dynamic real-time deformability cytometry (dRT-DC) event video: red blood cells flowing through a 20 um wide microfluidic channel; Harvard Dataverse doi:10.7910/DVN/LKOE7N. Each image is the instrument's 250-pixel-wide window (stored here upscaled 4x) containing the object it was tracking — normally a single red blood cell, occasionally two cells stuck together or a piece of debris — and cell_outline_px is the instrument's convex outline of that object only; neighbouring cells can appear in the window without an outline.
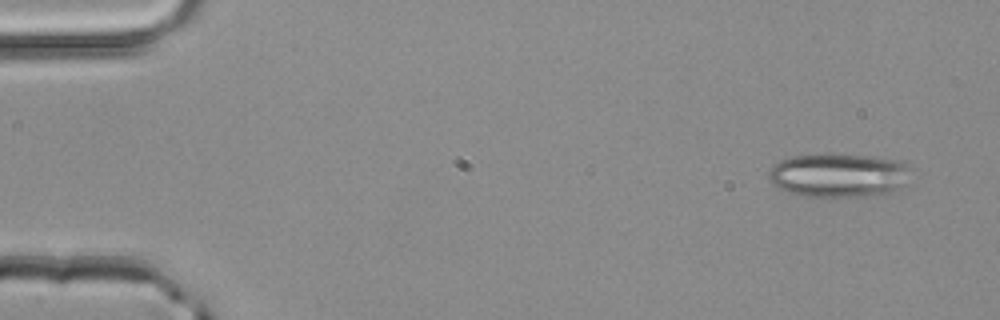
{"species": "common noctule bat (a hibernating species)", "species_latin": "Nyctalus noctula", "temperature_condition": "room temperature", "stored_images_in_passage": 4, "segment_of_instrument_passage": [1, 2], "camera_frame_rate_fps": 3000, "um_per_image_px": 0.085, "animal": {"sex": "male", "body_mass_g": 20.4}, "frame": {"image": 1, "passage_image": 1, "time_ms": 0.0, "image_size_px": [1000, 320], "cell_outline_px": [[908, 168], [904, 184], [892, 192], [876, 196], [804, 196], [788, 192], [772, 184], [768, 176], [768, 172], [780, 160], [792, 156], [864, 156], [900, 160]], "centroid_in_image_um": [71.26, 14.93], "position_along_channel_um": 13.7, "area_um2": 35.32}}